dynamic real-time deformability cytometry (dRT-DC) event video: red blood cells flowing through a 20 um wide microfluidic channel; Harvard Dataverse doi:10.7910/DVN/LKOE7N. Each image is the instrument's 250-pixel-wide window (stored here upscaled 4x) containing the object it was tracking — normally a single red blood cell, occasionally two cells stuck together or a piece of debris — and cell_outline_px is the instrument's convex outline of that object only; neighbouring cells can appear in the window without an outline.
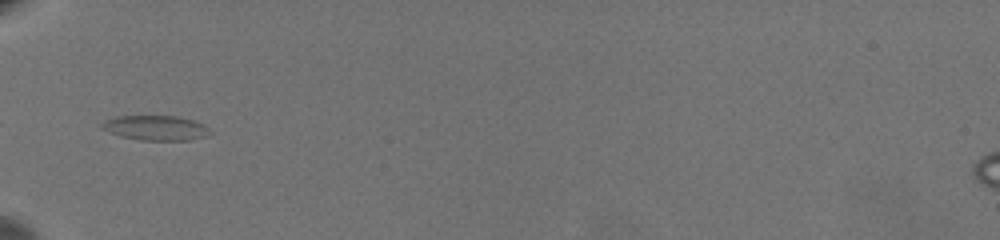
{"species": "common noctule bat (a hibernating species)", "species_latin": "Nyctalus noctula", "temperature_condition": "warm", "stored_images_in_passage": 39, "camera_frame_rate_fps": 3000, "um_per_image_px": 0.085, "animal": {"sex": "female", "body_mass_g": 19.5, "forearm_length_mm": 54.1}, "frame": {"image": 1, "passage_image": 1, "time_ms": 0.0, "image_size_px": [1000, 240], "cell_outline_px": [[212, 132], [208, 136], [188, 140], [140, 140], [120, 136], [100, 128], [100, 124], [104, 120], [112, 116], [176, 116], [192, 120], [204, 124]], "centroid_in_image_um": [13.21, 10.87], "position_along_channel_um": 71.8, "area_um2": 15.78}}
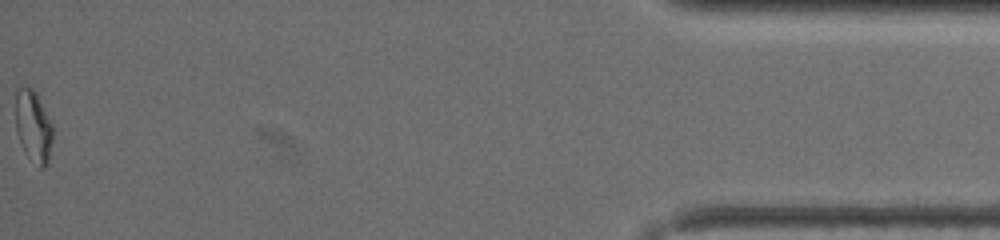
{"frame": {"image": 2, "passage_image": 39, "time_ms": 12.667, "image_size_px": [1000, 240], "cell_outline_px": [[52, 140], [48, 164], [44, 168], [40, 168], [24, 152], [20, 144], [16, 132], [16, 92], [20, 88], [32, 88], [36, 92], [52, 124]], "centroid_in_image_um": [2.83, 10.78], "position_along_channel_um": 432.4, "area_um2": 15.49}, "authors_computed_cell_mechanics": {"area_um2": 14.5656, "velocity_mm_per_s": 3.4983, "shape_relaxation_time_tau1_ms": null, "shape_relaxation_time_tau2_ms": 1.4345, "deformation_change_tau1": null, "deformation_change_tau2": 0.0837}}